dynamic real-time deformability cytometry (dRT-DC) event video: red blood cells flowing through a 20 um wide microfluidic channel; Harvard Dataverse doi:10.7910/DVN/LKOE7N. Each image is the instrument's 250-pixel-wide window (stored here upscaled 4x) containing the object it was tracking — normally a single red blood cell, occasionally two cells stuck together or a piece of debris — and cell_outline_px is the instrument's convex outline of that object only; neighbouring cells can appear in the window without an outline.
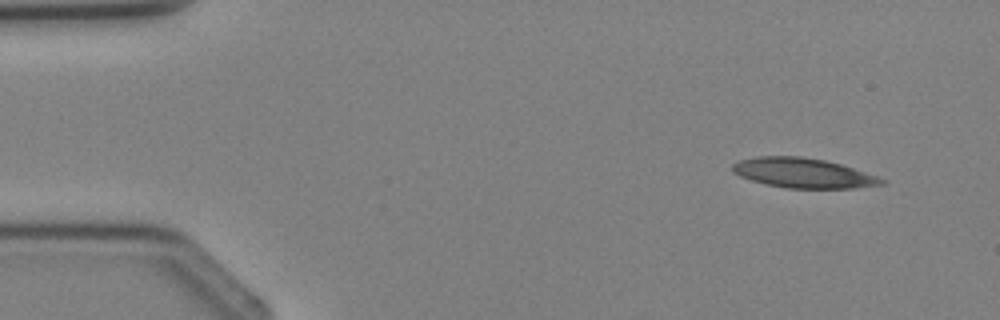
{"species": "Egyptian fruit bat (a non-hibernating species)", "species_latin": "Rousettus aegyptiacus", "temperature_condition": "cold", "stored_images_in_passage": 2, "camera_frame_rate_fps": 3000, "um_per_image_px": 0.085, "animal": {"sex": "female"}, "frame": {"image": 1, "passage_image": 1, "time_ms": 0.0, "image_size_px": [1000, 320], "cell_outline_px": [[888, 184], [852, 188], [784, 188], [752, 180], [740, 176], [732, 172], [732, 164], [740, 160], [756, 156], [800, 156], [824, 160], [840, 164], [888, 180]], "centroid_in_image_um": [68.28, 14.71], "position_along_channel_um": 16.7, "area_um2": 25.78}}